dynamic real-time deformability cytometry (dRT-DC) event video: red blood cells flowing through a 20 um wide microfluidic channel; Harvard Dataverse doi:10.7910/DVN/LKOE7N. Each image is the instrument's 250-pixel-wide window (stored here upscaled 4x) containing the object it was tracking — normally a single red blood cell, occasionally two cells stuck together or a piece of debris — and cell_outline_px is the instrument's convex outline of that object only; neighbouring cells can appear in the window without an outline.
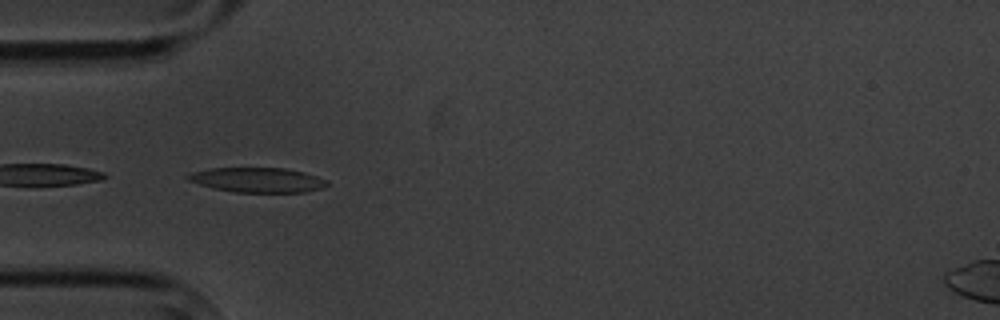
{"species": "common noctule bat (a hibernating species)", "species_latin": "Nyctalus noctula", "temperature_condition": "cold", "stored_images_in_passage": 6, "camera_frame_rate_fps": 3000, "um_per_image_px": 0.085, "animal": {"sex": "male", "body_mass_g": 20.1, "forearm_length_mm": 53.5}, "frame": {"image": 1, "passage_image": 5, "time_ms": 4.333, "image_size_px": [1000, 320], "cell_outline_px": [[328, 184], [320, 188], [304, 192], [232, 192], [212, 188], [188, 180], [184, 176], [188, 172], [208, 168], [284, 168], [304, 172], [328, 180]], "centroid_in_image_um": [21.82, 15.29], "position_along_channel_um": 63.2, "area_um2": 20.17}}
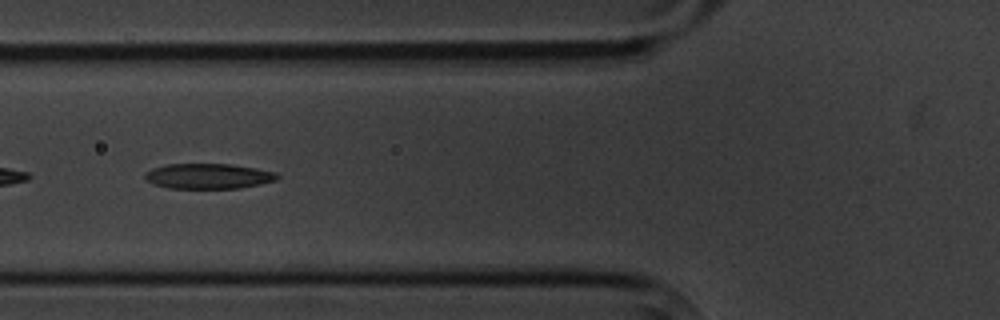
{"frame": {"image": 2, "passage_image": 6, "time_ms": 5.667, "image_size_px": [1000, 320], "cell_outline_px": [[280, 176], [276, 180], [260, 184], [240, 188], [168, 188], [152, 184], [144, 176], [144, 172], [152, 168], [164, 164], [232, 164], [256, 168], [276, 172]], "centroid_in_image_um": [17.69, 14.96], "position_along_channel_um": 108.1, "area_um2": 19.59}}